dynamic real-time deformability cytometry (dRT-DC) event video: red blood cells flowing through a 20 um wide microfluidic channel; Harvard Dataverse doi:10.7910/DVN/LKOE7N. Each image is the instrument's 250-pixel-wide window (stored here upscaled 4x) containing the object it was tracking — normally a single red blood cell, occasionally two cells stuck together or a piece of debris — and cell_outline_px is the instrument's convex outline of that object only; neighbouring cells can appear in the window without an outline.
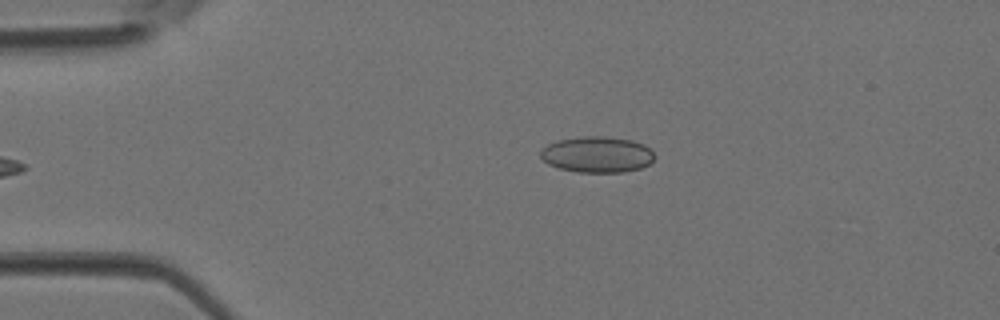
{"species": "Egyptian fruit bat (a non-hibernating species)", "species_latin": "Rousettus aegyptiacus", "temperature_condition": "room temperature", "stored_images_in_passage": 4, "camera_frame_rate_fps": 3000, "um_per_image_px": 0.085, "animal": {"sex": "female"}, "frame": {"image": 1, "passage_image": 4, "time_ms": 1.0, "image_size_px": [1000, 320], "cell_outline_px": [[656, 156], [648, 164], [640, 168], [624, 172], [580, 172], [560, 168], [548, 164], [540, 156], [540, 148], [556, 140], [584, 136], [604, 136], [632, 140], [644, 144]], "centroid_in_image_um": [50.73, 13.12], "position_along_channel_um": 34.3, "area_um2": 23.93}}